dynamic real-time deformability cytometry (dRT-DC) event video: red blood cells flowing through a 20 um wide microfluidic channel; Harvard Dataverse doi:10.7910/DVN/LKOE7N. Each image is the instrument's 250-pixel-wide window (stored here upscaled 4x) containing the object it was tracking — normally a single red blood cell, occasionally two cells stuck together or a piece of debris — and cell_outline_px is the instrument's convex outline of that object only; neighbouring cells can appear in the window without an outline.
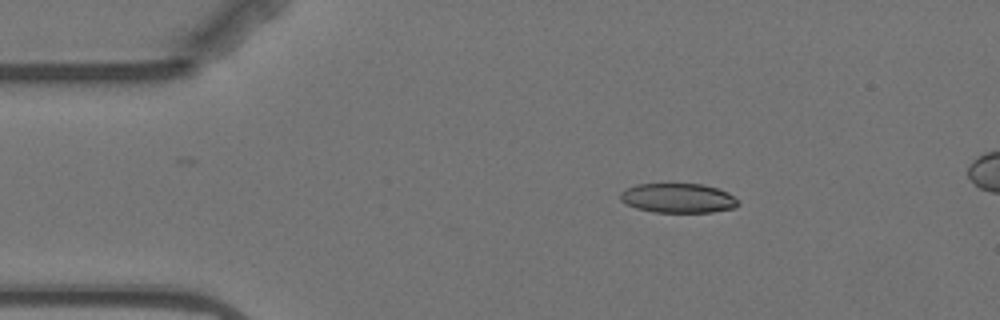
{"species": "Egyptian fruit bat (a non-hibernating species)", "species_latin": "Rousettus aegyptiacus", "temperature_condition": "warm", "stored_images_in_passage": 5, "camera_frame_rate_fps": 3000, "um_per_image_px": 0.085, "animal": {"sex": "female"}, "frame": {"image": 1, "passage_image": 2, "time_ms": 1.333, "image_size_px": [1000, 320], "cell_outline_px": [[740, 204], [736, 208], [712, 212], [652, 212], [636, 208], [620, 200], [620, 192], [636, 184], [704, 184], [728, 192], [740, 200]], "centroid_in_image_um": [57.68, 16.84], "position_along_channel_um": 27.3, "area_um2": 20.4}}
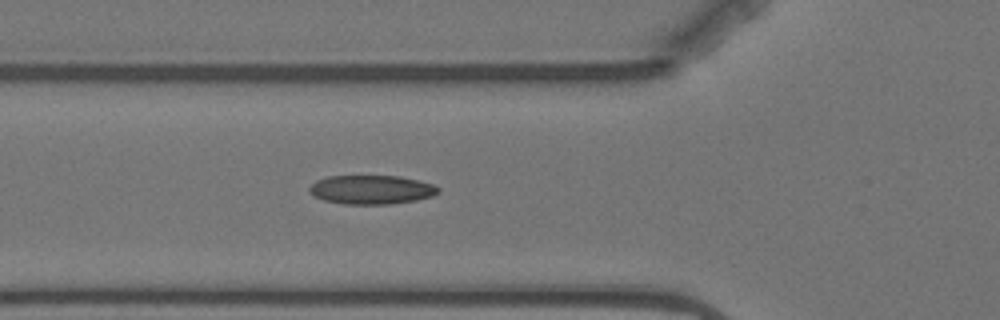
{"frame": {"image": 2, "passage_image": 5, "time_ms": 4.667, "image_size_px": [1000, 320], "cell_outline_px": [[440, 192], [432, 196], [416, 200], [388, 204], [344, 204], [324, 200], [316, 196], [308, 188], [316, 180], [328, 176], [400, 176], [432, 184], [440, 188]], "centroid_in_image_um": [31.59, 16.12], "position_along_channel_um": 94.2, "area_um2": 21.56}}